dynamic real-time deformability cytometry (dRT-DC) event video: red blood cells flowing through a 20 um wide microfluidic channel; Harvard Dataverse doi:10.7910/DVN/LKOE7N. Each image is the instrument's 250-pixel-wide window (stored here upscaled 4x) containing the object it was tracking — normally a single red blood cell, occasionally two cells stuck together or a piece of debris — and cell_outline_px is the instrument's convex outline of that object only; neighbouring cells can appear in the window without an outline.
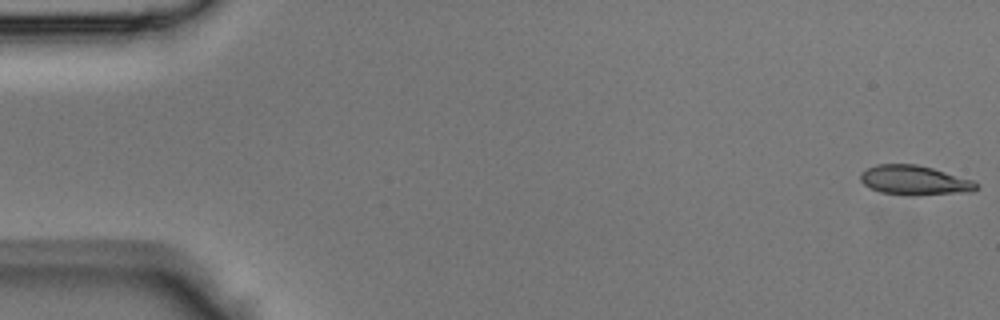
{"species": "Egyptian fruit bat (a non-hibernating species)", "species_latin": "Rousettus aegyptiacus", "temperature_condition": "room temperature", "stored_images_in_passage": 44, "camera_frame_rate_fps": 3000, "um_per_image_px": 0.085, "animal": {"sex": "male"}, "frame": {"image": 1, "passage_image": 1, "time_ms": 0.0, "image_size_px": [1000, 320], "cell_outline_px": [[980, 188], [972, 192], [880, 192], [864, 184], [860, 180], [860, 172], [876, 164], [916, 164], [932, 168], [972, 180], [980, 184]], "centroid_in_image_um": [77.72, 15.26], "position_along_channel_um": 7.3, "area_um2": 18.79}}
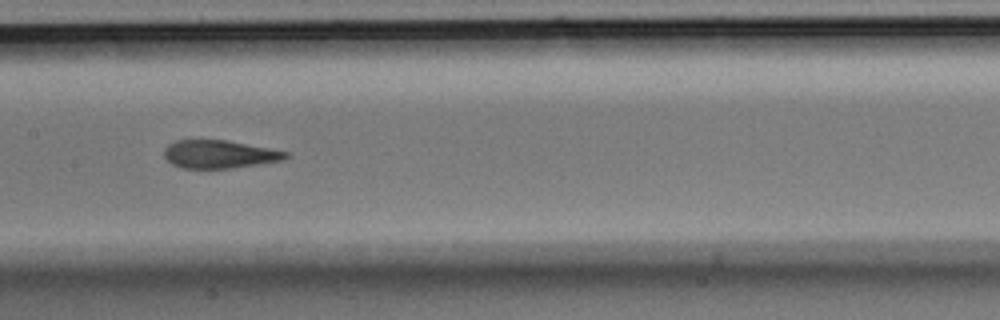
{"frame": {"image": 2, "passage_image": 22, "time_ms": 7.0, "image_size_px": [1000, 320], "cell_outline_px": [[292, 156], [284, 160], [232, 168], [184, 168], [172, 164], [164, 156], [164, 148], [168, 144], [176, 140], [228, 140], [288, 152]], "centroid_in_image_um": [18.66, 13.1], "position_along_channel_um": 188.7, "area_um2": 19.88}}
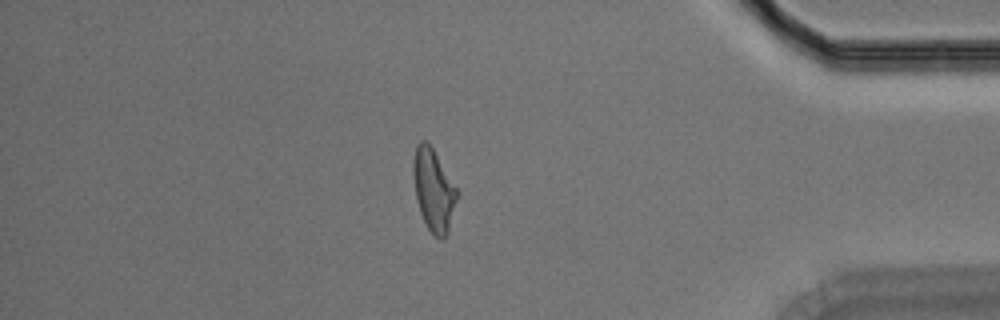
{"frame": {"image": 3, "passage_image": 38, "time_ms": 12.333, "image_size_px": [1000, 320], "cell_outline_px": [[456, 200], [448, 232], [444, 240], [440, 240], [428, 228], [420, 212], [416, 200], [412, 172], [412, 164], [416, 144], [420, 140], [428, 140], [456, 188]], "centroid_in_image_um": [36.81, 16.12], "position_along_channel_um": 398.4, "area_um2": 20.75}}